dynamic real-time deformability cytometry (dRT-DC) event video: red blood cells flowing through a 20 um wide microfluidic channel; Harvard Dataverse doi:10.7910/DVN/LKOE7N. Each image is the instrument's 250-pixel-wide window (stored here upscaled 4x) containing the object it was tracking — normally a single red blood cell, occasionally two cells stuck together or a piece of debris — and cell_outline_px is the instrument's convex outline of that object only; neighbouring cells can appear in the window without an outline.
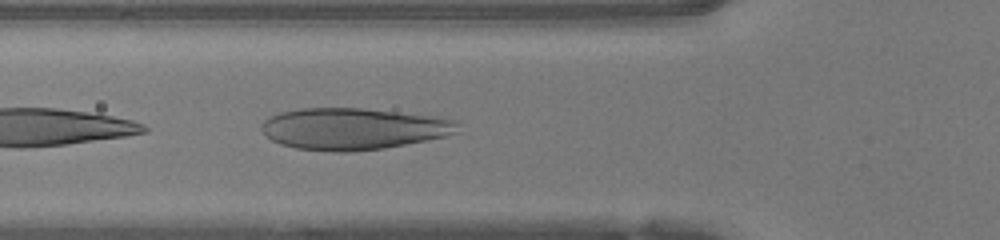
{"species": "human", "species_latin": "Homo sapiens", "temperature_condition": "warm", "stored_images_in_passage": 20, "camera_frame_rate_fps": 3000, "um_per_image_px": 0.085, "donor": {"sex": "female"}, "frame": {"image": 1, "passage_image": 3, "time_ms": 0.667, "image_size_px": [1000, 240], "cell_outline_px": [[460, 132], [448, 136], [428, 140], [384, 148], [348, 152], [336, 152], [296, 148], [280, 144], [272, 140], [260, 128], [260, 124], [264, 120], [280, 112], [300, 108], [360, 108], [440, 116], [456, 120]], "centroid_in_image_um": [30.08, 10.94], "position_along_channel_um": 95.7, "area_um2": 47.92}}
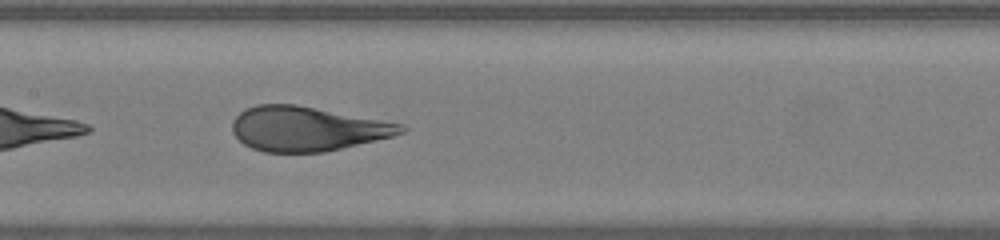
{"frame": {"image": 2, "passage_image": 9, "time_ms": 2.667, "image_size_px": [1000, 240], "cell_outline_px": [[408, 128], [404, 132], [392, 136], [324, 152], [264, 152], [252, 148], [244, 144], [232, 132], [232, 120], [244, 108], [256, 104], [296, 104], [404, 124]], "centroid_in_image_um": [26.07, 10.93], "position_along_channel_um": 181.3, "area_um2": 43.7}}
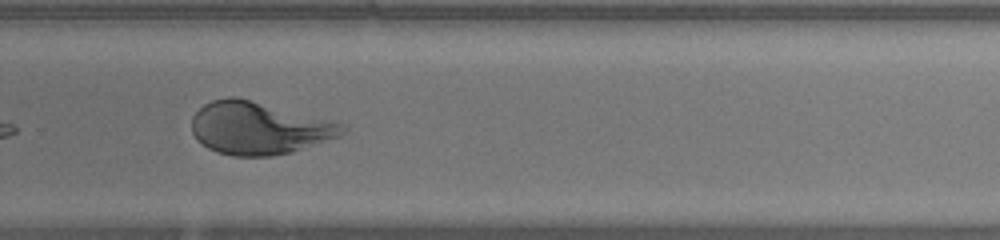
{"frame": {"image": 3, "passage_image": 18, "time_ms": 5.667, "image_size_px": [1000, 240], "cell_outline_px": [[348, 132], [340, 136], [292, 152], [272, 156], [232, 156], [216, 152], [208, 148], [196, 140], [192, 132], [192, 116], [204, 104], [212, 100], [228, 96], [236, 96], [328, 120], [340, 124], [348, 128]], "centroid_in_image_um": [21.96, 10.9], "position_along_channel_um": 307.8, "area_um2": 45.95}}